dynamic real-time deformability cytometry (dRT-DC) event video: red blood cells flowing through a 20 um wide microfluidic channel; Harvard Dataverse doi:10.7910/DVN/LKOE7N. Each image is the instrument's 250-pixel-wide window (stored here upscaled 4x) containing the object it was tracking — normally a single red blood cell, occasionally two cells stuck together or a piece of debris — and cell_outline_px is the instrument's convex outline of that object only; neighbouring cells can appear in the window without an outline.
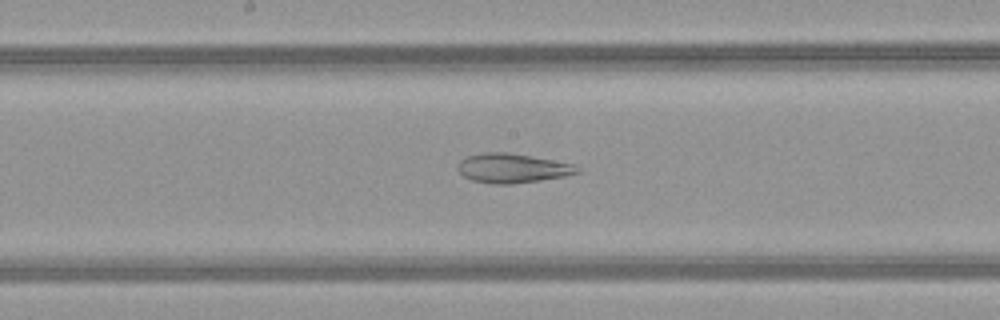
{"species": "common noctule bat (a hibernating species)", "species_latin": "Nyctalus noctula", "temperature_condition": "warm", "stored_images_in_passage": 33, "camera_frame_rate_fps": 3000, "um_per_image_px": 0.085, "animal": {"sex": "female", "body_mass_g": 21.9}, "frame": {"image": 1, "passage_image": 21, "time_ms": 6.667, "image_size_px": [1000, 320], "cell_outline_px": [[580, 172], [564, 176], [540, 180], [512, 184], [492, 184], [472, 180], [464, 176], [456, 168], [460, 160], [464, 156], [484, 152], [504, 152], [576, 164], [580, 168]], "centroid_in_image_um": [43.52, 14.29], "position_along_channel_um": 204.7, "area_um2": 20.4}}
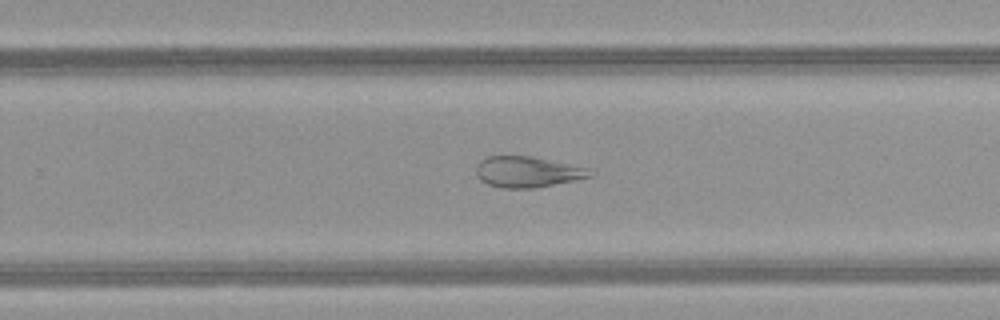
{"frame": {"image": 2, "passage_image": 27, "time_ms": 8.667, "image_size_px": [1000, 320], "cell_outline_px": [[596, 172], [592, 176], [536, 188], [500, 188], [488, 184], [480, 180], [476, 176], [476, 164], [480, 160], [488, 156], [532, 156], [588, 168]], "centroid_in_image_um": [44.81, 14.61], "position_along_channel_um": 285.0, "area_um2": 20.58}}
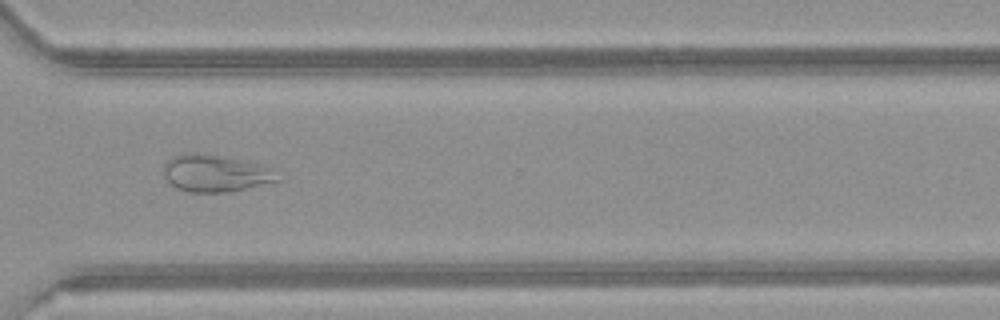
{"frame": {"image": 3, "passage_image": 32, "time_ms": 10.333, "image_size_px": [1000, 320], "cell_outline_px": [[284, 168], [280, 180], [232, 192], [188, 192], [176, 188], [164, 176], [164, 164], [172, 156], [184, 152], [192, 152], [224, 156]], "centroid_in_image_um": [18.46, 14.71], "position_along_channel_um": 352.1, "area_um2": 25.61}, "authors_computed_cell_mechanics": {"area_um2": 24.5072, "velocity_mm_per_s": 4.0379, "shape_relaxation_time_tau1_ms": null, "shape_relaxation_time_tau2_ms": 1.9923, "deformation_change_tau1": null, "deformation_change_tau2": 0.0928}}